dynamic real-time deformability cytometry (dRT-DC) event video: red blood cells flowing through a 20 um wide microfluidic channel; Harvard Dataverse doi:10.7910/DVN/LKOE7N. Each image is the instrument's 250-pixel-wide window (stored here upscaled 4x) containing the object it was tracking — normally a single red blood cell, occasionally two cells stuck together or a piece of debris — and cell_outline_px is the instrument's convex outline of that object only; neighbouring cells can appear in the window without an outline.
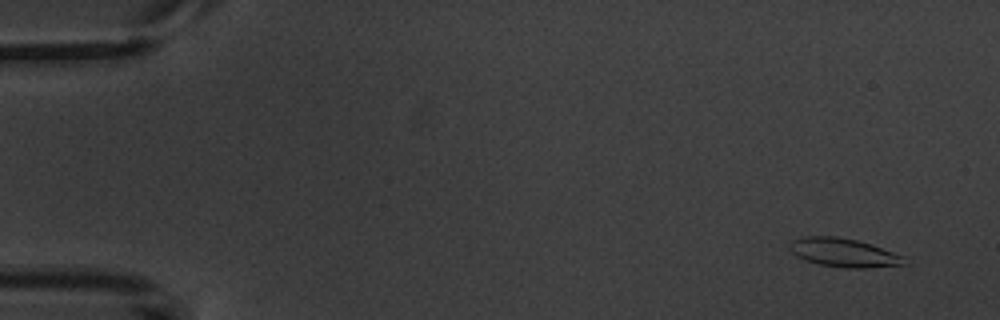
{"species": "common noctule bat (a hibernating species)", "species_latin": "Nyctalus noctula", "temperature_condition": "warm", "stored_images_in_passage": 5, "camera_frame_rate_fps": 3000, "um_per_image_px": 0.085, "animal": {"sex": "male", "body_mass_g": 20.1, "forearm_length_mm": 53.5}, "frame": {"image": 1, "passage_image": 1, "time_ms": 0.0, "image_size_px": [1000, 320], "cell_outline_px": [[912, 264], [868, 268], [844, 268], [820, 264], [796, 256], [788, 248], [788, 244], [792, 240], [808, 236], [836, 236], [856, 240], [904, 256]], "centroid_in_image_um": [71.75, 21.49], "position_along_channel_um": 13.2, "area_um2": 19.13}}